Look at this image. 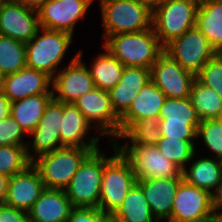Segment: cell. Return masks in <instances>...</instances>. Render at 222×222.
<instances>
[{"instance_id":"6da1fadb","label":"cell","mask_w":222,"mask_h":222,"mask_svg":"<svg viewBox=\"0 0 222 222\" xmlns=\"http://www.w3.org/2000/svg\"><path fill=\"white\" fill-rule=\"evenodd\" d=\"M107 144L84 159L65 189L73 207L98 208L104 165L119 151L115 142Z\"/></svg>"},{"instance_id":"7a4b0ae2","label":"cell","mask_w":222,"mask_h":222,"mask_svg":"<svg viewBox=\"0 0 222 222\" xmlns=\"http://www.w3.org/2000/svg\"><path fill=\"white\" fill-rule=\"evenodd\" d=\"M125 67L151 69L164 46L154 33L153 28L130 33L108 36L100 43Z\"/></svg>"},{"instance_id":"3957f363","label":"cell","mask_w":222,"mask_h":222,"mask_svg":"<svg viewBox=\"0 0 222 222\" xmlns=\"http://www.w3.org/2000/svg\"><path fill=\"white\" fill-rule=\"evenodd\" d=\"M74 38L78 37L63 31L40 28L37 34L25 43L27 67L53 78L66 65L70 48L75 45Z\"/></svg>"},{"instance_id":"277c9868","label":"cell","mask_w":222,"mask_h":222,"mask_svg":"<svg viewBox=\"0 0 222 222\" xmlns=\"http://www.w3.org/2000/svg\"><path fill=\"white\" fill-rule=\"evenodd\" d=\"M101 20V40L111 35L152 28V10L139 0H96Z\"/></svg>"},{"instance_id":"5b68a950","label":"cell","mask_w":222,"mask_h":222,"mask_svg":"<svg viewBox=\"0 0 222 222\" xmlns=\"http://www.w3.org/2000/svg\"><path fill=\"white\" fill-rule=\"evenodd\" d=\"M91 152L90 148L63 146L38 156L32 164L39 171L45 188L65 190Z\"/></svg>"},{"instance_id":"8992f818","label":"cell","mask_w":222,"mask_h":222,"mask_svg":"<svg viewBox=\"0 0 222 222\" xmlns=\"http://www.w3.org/2000/svg\"><path fill=\"white\" fill-rule=\"evenodd\" d=\"M200 0H169L152 10V28L165 47L196 26Z\"/></svg>"},{"instance_id":"52a82bcc","label":"cell","mask_w":222,"mask_h":222,"mask_svg":"<svg viewBox=\"0 0 222 222\" xmlns=\"http://www.w3.org/2000/svg\"><path fill=\"white\" fill-rule=\"evenodd\" d=\"M136 183L137 178L130 162L118 151L104 165L98 208L113 215Z\"/></svg>"},{"instance_id":"ba28073f","label":"cell","mask_w":222,"mask_h":222,"mask_svg":"<svg viewBox=\"0 0 222 222\" xmlns=\"http://www.w3.org/2000/svg\"><path fill=\"white\" fill-rule=\"evenodd\" d=\"M73 104L103 139H106L105 142H115L120 136V118L112 109L107 90L95 87Z\"/></svg>"},{"instance_id":"9c48e42d","label":"cell","mask_w":222,"mask_h":222,"mask_svg":"<svg viewBox=\"0 0 222 222\" xmlns=\"http://www.w3.org/2000/svg\"><path fill=\"white\" fill-rule=\"evenodd\" d=\"M164 51L195 76L218 53L196 26L169 42Z\"/></svg>"},{"instance_id":"30bf717a","label":"cell","mask_w":222,"mask_h":222,"mask_svg":"<svg viewBox=\"0 0 222 222\" xmlns=\"http://www.w3.org/2000/svg\"><path fill=\"white\" fill-rule=\"evenodd\" d=\"M117 148L130 162L137 179L183 178L182 170L155 145H117Z\"/></svg>"},{"instance_id":"8fae6325","label":"cell","mask_w":222,"mask_h":222,"mask_svg":"<svg viewBox=\"0 0 222 222\" xmlns=\"http://www.w3.org/2000/svg\"><path fill=\"white\" fill-rule=\"evenodd\" d=\"M94 3L96 0H48L37 10L40 27L74 36Z\"/></svg>"},{"instance_id":"7c38bea8","label":"cell","mask_w":222,"mask_h":222,"mask_svg":"<svg viewBox=\"0 0 222 222\" xmlns=\"http://www.w3.org/2000/svg\"><path fill=\"white\" fill-rule=\"evenodd\" d=\"M77 50L70 60L52 78L53 99L62 103H74L95 88L86 64L78 57Z\"/></svg>"},{"instance_id":"4fadbf2b","label":"cell","mask_w":222,"mask_h":222,"mask_svg":"<svg viewBox=\"0 0 222 222\" xmlns=\"http://www.w3.org/2000/svg\"><path fill=\"white\" fill-rule=\"evenodd\" d=\"M213 219V195L182 179L168 222H207Z\"/></svg>"},{"instance_id":"5bb4252c","label":"cell","mask_w":222,"mask_h":222,"mask_svg":"<svg viewBox=\"0 0 222 222\" xmlns=\"http://www.w3.org/2000/svg\"><path fill=\"white\" fill-rule=\"evenodd\" d=\"M150 78L167 98L181 99L190 97L196 76L164 51L151 67Z\"/></svg>"},{"instance_id":"9a60e30c","label":"cell","mask_w":222,"mask_h":222,"mask_svg":"<svg viewBox=\"0 0 222 222\" xmlns=\"http://www.w3.org/2000/svg\"><path fill=\"white\" fill-rule=\"evenodd\" d=\"M61 121L62 102L52 99L37 127L28 135L26 153L31 162L38 156L61 147Z\"/></svg>"},{"instance_id":"2e32d148","label":"cell","mask_w":222,"mask_h":222,"mask_svg":"<svg viewBox=\"0 0 222 222\" xmlns=\"http://www.w3.org/2000/svg\"><path fill=\"white\" fill-rule=\"evenodd\" d=\"M102 138L73 103H62L61 147L90 148L95 151L104 148L101 147Z\"/></svg>"},{"instance_id":"e0dca14e","label":"cell","mask_w":222,"mask_h":222,"mask_svg":"<svg viewBox=\"0 0 222 222\" xmlns=\"http://www.w3.org/2000/svg\"><path fill=\"white\" fill-rule=\"evenodd\" d=\"M40 28L36 10L15 0H7L0 8V35L26 43Z\"/></svg>"},{"instance_id":"ac0fdd59","label":"cell","mask_w":222,"mask_h":222,"mask_svg":"<svg viewBox=\"0 0 222 222\" xmlns=\"http://www.w3.org/2000/svg\"><path fill=\"white\" fill-rule=\"evenodd\" d=\"M44 189L40 173L31 163L23 171L9 177L3 203L28 212Z\"/></svg>"},{"instance_id":"d6986e66","label":"cell","mask_w":222,"mask_h":222,"mask_svg":"<svg viewBox=\"0 0 222 222\" xmlns=\"http://www.w3.org/2000/svg\"><path fill=\"white\" fill-rule=\"evenodd\" d=\"M183 178L137 179L152 216L158 222H168L171 218L173 201Z\"/></svg>"},{"instance_id":"ffe728a7","label":"cell","mask_w":222,"mask_h":222,"mask_svg":"<svg viewBox=\"0 0 222 222\" xmlns=\"http://www.w3.org/2000/svg\"><path fill=\"white\" fill-rule=\"evenodd\" d=\"M2 92L11 103L37 94H53L52 78L44 72L26 66L14 74L5 76Z\"/></svg>"},{"instance_id":"44dd1931","label":"cell","mask_w":222,"mask_h":222,"mask_svg":"<svg viewBox=\"0 0 222 222\" xmlns=\"http://www.w3.org/2000/svg\"><path fill=\"white\" fill-rule=\"evenodd\" d=\"M150 80V69L124 67L119 82L108 91L112 109L119 118L128 110L133 99Z\"/></svg>"},{"instance_id":"7402d4cb","label":"cell","mask_w":222,"mask_h":222,"mask_svg":"<svg viewBox=\"0 0 222 222\" xmlns=\"http://www.w3.org/2000/svg\"><path fill=\"white\" fill-rule=\"evenodd\" d=\"M165 94L150 80L133 99L128 110L120 117V135L135 121L158 119Z\"/></svg>"},{"instance_id":"603a6c76","label":"cell","mask_w":222,"mask_h":222,"mask_svg":"<svg viewBox=\"0 0 222 222\" xmlns=\"http://www.w3.org/2000/svg\"><path fill=\"white\" fill-rule=\"evenodd\" d=\"M189 184L214 195L222 187V161L195 152L182 171Z\"/></svg>"},{"instance_id":"cb8c5ba5","label":"cell","mask_w":222,"mask_h":222,"mask_svg":"<svg viewBox=\"0 0 222 222\" xmlns=\"http://www.w3.org/2000/svg\"><path fill=\"white\" fill-rule=\"evenodd\" d=\"M73 208L65 190L45 188L28 211L29 222H66Z\"/></svg>"},{"instance_id":"d4e9b609","label":"cell","mask_w":222,"mask_h":222,"mask_svg":"<svg viewBox=\"0 0 222 222\" xmlns=\"http://www.w3.org/2000/svg\"><path fill=\"white\" fill-rule=\"evenodd\" d=\"M101 51L93 54L94 57L90 60L89 65L83 56V48L79 49L78 57L86 64L90 75L93 78L94 85L102 90L109 91L119 82L124 65L118 61L104 46L101 45Z\"/></svg>"},{"instance_id":"484cf974","label":"cell","mask_w":222,"mask_h":222,"mask_svg":"<svg viewBox=\"0 0 222 222\" xmlns=\"http://www.w3.org/2000/svg\"><path fill=\"white\" fill-rule=\"evenodd\" d=\"M196 27L217 52H222V0H200Z\"/></svg>"},{"instance_id":"4316f807","label":"cell","mask_w":222,"mask_h":222,"mask_svg":"<svg viewBox=\"0 0 222 222\" xmlns=\"http://www.w3.org/2000/svg\"><path fill=\"white\" fill-rule=\"evenodd\" d=\"M53 94H37L11 103L10 116L29 135L39 123Z\"/></svg>"},{"instance_id":"83f0119b","label":"cell","mask_w":222,"mask_h":222,"mask_svg":"<svg viewBox=\"0 0 222 222\" xmlns=\"http://www.w3.org/2000/svg\"><path fill=\"white\" fill-rule=\"evenodd\" d=\"M113 216L119 222H158L151 213L142 189L135 184Z\"/></svg>"},{"instance_id":"f1b7e54d","label":"cell","mask_w":222,"mask_h":222,"mask_svg":"<svg viewBox=\"0 0 222 222\" xmlns=\"http://www.w3.org/2000/svg\"><path fill=\"white\" fill-rule=\"evenodd\" d=\"M196 152L222 159V121L220 119L201 120L196 133Z\"/></svg>"},{"instance_id":"f546056e","label":"cell","mask_w":222,"mask_h":222,"mask_svg":"<svg viewBox=\"0 0 222 222\" xmlns=\"http://www.w3.org/2000/svg\"><path fill=\"white\" fill-rule=\"evenodd\" d=\"M159 125V119L148 118L135 121L115 140V144L139 146L156 145L161 138Z\"/></svg>"},{"instance_id":"4dcf8cb0","label":"cell","mask_w":222,"mask_h":222,"mask_svg":"<svg viewBox=\"0 0 222 222\" xmlns=\"http://www.w3.org/2000/svg\"><path fill=\"white\" fill-rule=\"evenodd\" d=\"M190 99L201 120L219 119L222 113V98L197 79L192 84Z\"/></svg>"},{"instance_id":"1f68e13d","label":"cell","mask_w":222,"mask_h":222,"mask_svg":"<svg viewBox=\"0 0 222 222\" xmlns=\"http://www.w3.org/2000/svg\"><path fill=\"white\" fill-rule=\"evenodd\" d=\"M158 119L160 123L199 124L201 122L190 97L166 98L160 109Z\"/></svg>"},{"instance_id":"d6a6232c","label":"cell","mask_w":222,"mask_h":222,"mask_svg":"<svg viewBox=\"0 0 222 222\" xmlns=\"http://www.w3.org/2000/svg\"><path fill=\"white\" fill-rule=\"evenodd\" d=\"M26 66V44L0 35V70L5 75H10Z\"/></svg>"},{"instance_id":"836d02e7","label":"cell","mask_w":222,"mask_h":222,"mask_svg":"<svg viewBox=\"0 0 222 222\" xmlns=\"http://www.w3.org/2000/svg\"><path fill=\"white\" fill-rule=\"evenodd\" d=\"M155 146L169 161L176 164L182 171L196 152V140L161 137Z\"/></svg>"},{"instance_id":"e575fe53","label":"cell","mask_w":222,"mask_h":222,"mask_svg":"<svg viewBox=\"0 0 222 222\" xmlns=\"http://www.w3.org/2000/svg\"><path fill=\"white\" fill-rule=\"evenodd\" d=\"M32 162L25 146H0V173L10 177L23 171Z\"/></svg>"},{"instance_id":"d590c367","label":"cell","mask_w":222,"mask_h":222,"mask_svg":"<svg viewBox=\"0 0 222 222\" xmlns=\"http://www.w3.org/2000/svg\"><path fill=\"white\" fill-rule=\"evenodd\" d=\"M196 79L222 98V53L218 52L211 58L196 75Z\"/></svg>"},{"instance_id":"8d00e7d4","label":"cell","mask_w":222,"mask_h":222,"mask_svg":"<svg viewBox=\"0 0 222 222\" xmlns=\"http://www.w3.org/2000/svg\"><path fill=\"white\" fill-rule=\"evenodd\" d=\"M28 135L20 124L9 116L0 121V146H27Z\"/></svg>"},{"instance_id":"74e56055","label":"cell","mask_w":222,"mask_h":222,"mask_svg":"<svg viewBox=\"0 0 222 222\" xmlns=\"http://www.w3.org/2000/svg\"><path fill=\"white\" fill-rule=\"evenodd\" d=\"M198 125L199 124L160 123L159 131L161 133V137L196 140Z\"/></svg>"},{"instance_id":"f35d334b","label":"cell","mask_w":222,"mask_h":222,"mask_svg":"<svg viewBox=\"0 0 222 222\" xmlns=\"http://www.w3.org/2000/svg\"><path fill=\"white\" fill-rule=\"evenodd\" d=\"M107 216L99 208L74 207L66 222H102Z\"/></svg>"},{"instance_id":"ab89813d","label":"cell","mask_w":222,"mask_h":222,"mask_svg":"<svg viewBox=\"0 0 222 222\" xmlns=\"http://www.w3.org/2000/svg\"><path fill=\"white\" fill-rule=\"evenodd\" d=\"M0 222H29L28 212L0 203Z\"/></svg>"},{"instance_id":"60d3db41","label":"cell","mask_w":222,"mask_h":222,"mask_svg":"<svg viewBox=\"0 0 222 222\" xmlns=\"http://www.w3.org/2000/svg\"><path fill=\"white\" fill-rule=\"evenodd\" d=\"M213 219L222 222V187L213 195Z\"/></svg>"},{"instance_id":"b9f144b4","label":"cell","mask_w":222,"mask_h":222,"mask_svg":"<svg viewBox=\"0 0 222 222\" xmlns=\"http://www.w3.org/2000/svg\"><path fill=\"white\" fill-rule=\"evenodd\" d=\"M11 102L4 95L3 92H0V121L10 116Z\"/></svg>"},{"instance_id":"7bdbcfd3","label":"cell","mask_w":222,"mask_h":222,"mask_svg":"<svg viewBox=\"0 0 222 222\" xmlns=\"http://www.w3.org/2000/svg\"><path fill=\"white\" fill-rule=\"evenodd\" d=\"M25 7L38 10L43 4H45L48 0H15Z\"/></svg>"},{"instance_id":"ee69618b","label":"cell","mask_w":222,"mask_h":222,"mask_svg":"<svg viewBox=\"0 0 222 222\" xmlns=\"http://www.w3.org/2000/svg\"><path fill=\"white\" fill-rule=\"evenodd\" d=\"M9 177L0 173V203H3L8 186Z\"/></svg>"},{"instance_id":"f6af8a7d","label":"cell","mask_w":222,"mask_h":222,"mask_svg":"<svg viewBox=\"0 0 222 222\" xmlns=\"http://www.w3.org/2000/svg\"><path fill=\"white\" fill-rule=\"evenodd\" d=\"M142 4L147 5L151 10L160 4H163L169 0H139Z\"/></svg>"},{"instance_id":"bcb514c9","label":"cell","mask_w":222,"mask_h":222,"mask_svg":"<svg viewBox=\"0 0 222 222\" xmlns=\"http://www.w3.org/2000/svg\"><path fill=\"white\" fill-rule=\"evenodd\" d=\"M5 76L6 75L0 70V92H2L4 88Z\"/></svg>"},{"instance_id":"7dc6e473","label":"cell","mask_w":222,"mask_h":222,"mask_svg":"<svg viewBox=\"0 0 222 222\" xmlns=\"http://www.w3.org/2000/svg\"><path fill=\"white\" fill-rule=\"evenodd\" d=\"M102 222H119L113 215H108Z\"/></svg>"},{"instance_id":"c3c4849f","label":"cell","mask_w":222,"mask_h":222,"mask_svg":"<svg viewBox=\"0 0 222 222\" xmlns=\"http://www.w3.org/2000/svg\"><path fill=\"white\" fill-rule=\"evenodd\" d=\"M7 0H0V8L2 7V5L6 2Z\"/></svg>"},{"instance_id":"681fc988","label":"cell","mask_w":222,"mask_h":222,"mask_svg":"<svg viewBox=\"0 0 222 222\" xmlns=\"http://www.w3.org/2000/svg\"><path fill=\"white\" fill-rule=\"evenodd\" d=\"M207 222H219V221H217V220H215V219H211V220H209V221H207Z\"/></svg>"}]
</instances>
